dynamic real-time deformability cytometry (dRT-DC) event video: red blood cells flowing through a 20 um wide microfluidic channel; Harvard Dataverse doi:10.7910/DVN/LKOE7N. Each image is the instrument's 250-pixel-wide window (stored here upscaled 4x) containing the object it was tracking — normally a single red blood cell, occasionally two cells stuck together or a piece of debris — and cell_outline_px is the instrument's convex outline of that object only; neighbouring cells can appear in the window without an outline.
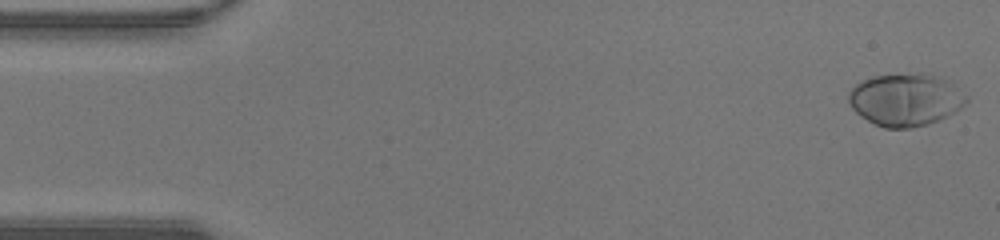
{"species": "human", "species_latin": "Homo sapiens", "temperature_condition": "warm", "stored_images_in_passage": 46, "camera_frame_rate_fps": 3000, "um_per_image_px": 0.085, "donor": {"sex": "male"}, "frame": {"image": 1, "passage_image": 1, "time_ms": 0.0, "image_size_px": [1000, 240], "cell_outline_px": [[968, 100], [960, 108], [940, 120], [928, 124], [912, 128], [884, 128], [860, 116], [852, 108], [848, 100], [848, 92], [860, 80], [872, 76], [940, 76], [948, 80], [968, 96]], "centroid_in_image_um": [76.96, 8.51], "position_along_channel_um": 8.0, "area_um2": 35.37}}
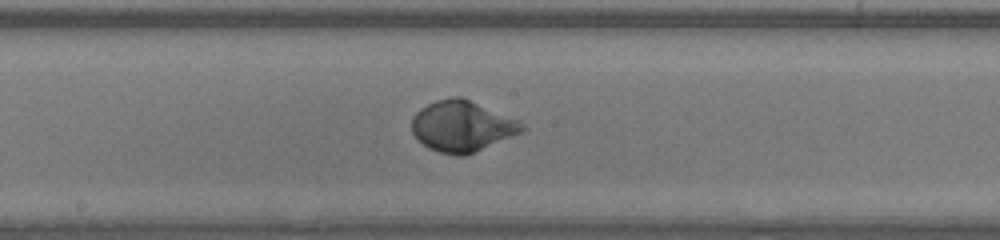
{"frame": {"image": 2, "passage_image": 24, "time_ms": 7.667, "image_size_px": [1000, 240], "cell_outline_px": [[528, 128], [520, 132], [464, 156], [456, 156], [440, 152], [428, 148], [412, 132], [412, 116], [420, 108], [436, 100], [452, 96], [460, 96], [516, 120], [524, 124]], "centroid_in_image_um": [39.22, 10.72], "position_along_channel_um": 209.0, "area_um2": 32.02}}
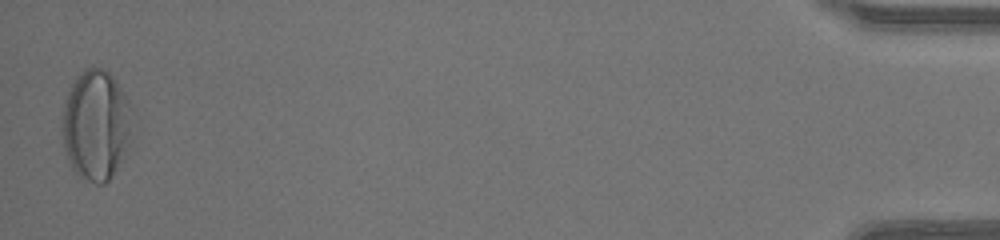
{"frame": {"image": 3, "passage_image": 46, "time_ms": 15.0, "image_size_px": [1000, 240], "cell_outline_px": [[128, 148], [124, 156], [108, 180], [104, 184], [96, 184], [80, 176], [68, 164], [64, 148], [64, 100], [76, 76], [84, 68], [104, 68], [112, 76], [128, 100]], "centroid_in_image_um": [8.12, 10.63], "position_along_channel_um": 427.1, "area_um2": 43.81}, "authors_computed_cell_mechanics": {"area_um2": 31.5588, "velocity_mm_per_s": 4.3628, "shape_relaxation_time_tau1_ms": 2.6379, "shape_relaxation_time_tau2_ms": null, "deformation_change_tau1": 0.2155, "deformation_change_tau2": null}}